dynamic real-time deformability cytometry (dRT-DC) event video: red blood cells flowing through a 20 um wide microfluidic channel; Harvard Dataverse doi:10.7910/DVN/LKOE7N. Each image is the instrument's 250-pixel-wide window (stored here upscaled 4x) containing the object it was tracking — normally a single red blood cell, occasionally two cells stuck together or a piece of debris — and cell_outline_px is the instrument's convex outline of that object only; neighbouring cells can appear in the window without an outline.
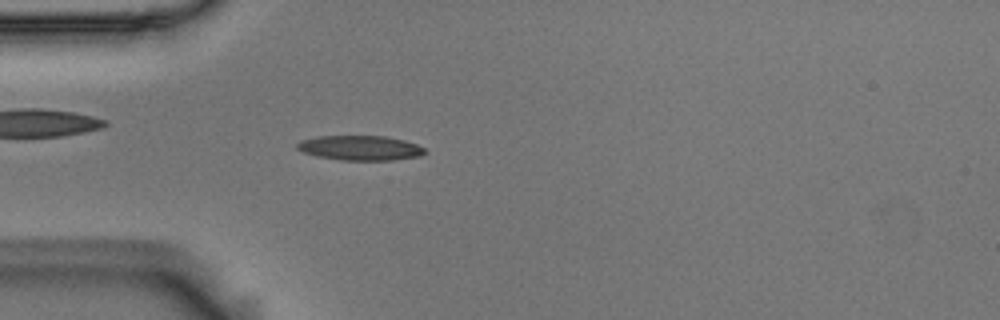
{"species": "Egyptian fruit bat (a non-hibernating species)", "species_latin": "Rousettus aegyptiacus", "temperature_condition": "room temperature", "stored_images_in_passage": 54, "camera_frame_rate_fps": 3000, "um_per_image_px": 0.085, "animal": {"sex": "male"}, "frame": {"image": 1, "passage_image": 15, "time_ms": 4.667, "image_size_px": [1000, 320], "cell_outline_px": [[424, 152], [420, 156], [392, 160], [344, 160], [316, 156], [304, 152], [296, 148], [296, 144], [300, 140], [316, 136], [384, 136], [404, 140], [416, 144], [424, 148]], "centroid_in_image_um": [30.58, 12.57], "position_along_channel_um": 54.4, "area_um2": 18.32}}
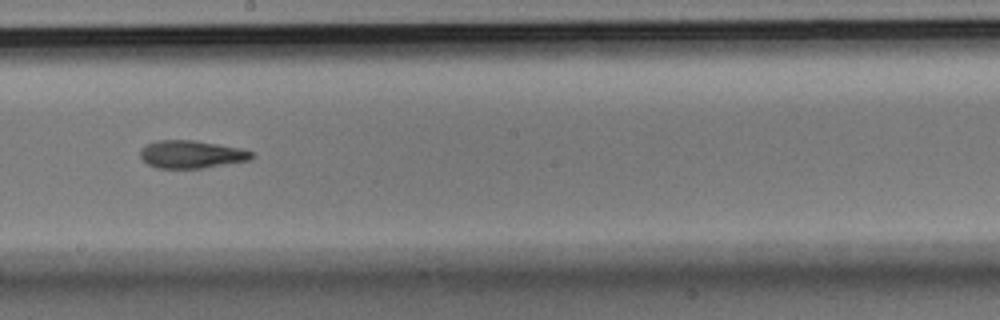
{"frame": {"image": 2, "passage_image": 30, "time_ms": 9.667, "image_size_px": [1000, 320], "cell_outline_px": [[252, 156], [248, 160], [200, 168], [156, 168], [148, 164], [140, 156], [140, 148], [144, 144], [156, 140], [196, 140], [240, 148], [252, 152]], "centroid_in_image_um": [16.19, 13.1], "position_along_channel_um": 232.0, "area_um2": 17.92}}
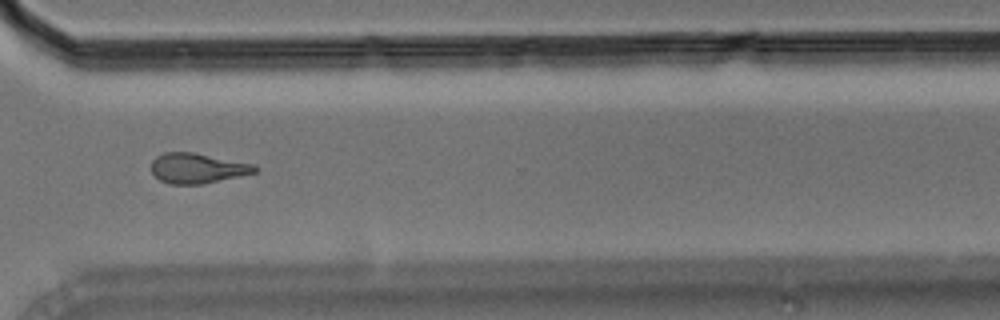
{"frame": {"image": 3, "passage_image": 40, "time_ms": 13.0, "image_size_px": [1000, 320], "cell_outline_px": [[260, 168], [256, 172], [240, 176], [200, 184], [168, 184], [160, 180], [152, 172], [152, 160], [156, 156], [164, 152], [192, 152], [256, 164]], "centroid_in_image_um": [16.8, 14.29], "position_along_channel_um": 353.8, "area_um2": 18.21}, "authors_computed_cell_mechanics": {"area_um2": 18.2359, "velocity_mm_per_s": 3.6615, "shape_relaxation_time_tau1_ms": 9.9055, "shape_relaxation_time_tau2_ms": 6.9008, "deformation_change_tau1": 0.237, "deformation_change_tau2": 0.1868}}